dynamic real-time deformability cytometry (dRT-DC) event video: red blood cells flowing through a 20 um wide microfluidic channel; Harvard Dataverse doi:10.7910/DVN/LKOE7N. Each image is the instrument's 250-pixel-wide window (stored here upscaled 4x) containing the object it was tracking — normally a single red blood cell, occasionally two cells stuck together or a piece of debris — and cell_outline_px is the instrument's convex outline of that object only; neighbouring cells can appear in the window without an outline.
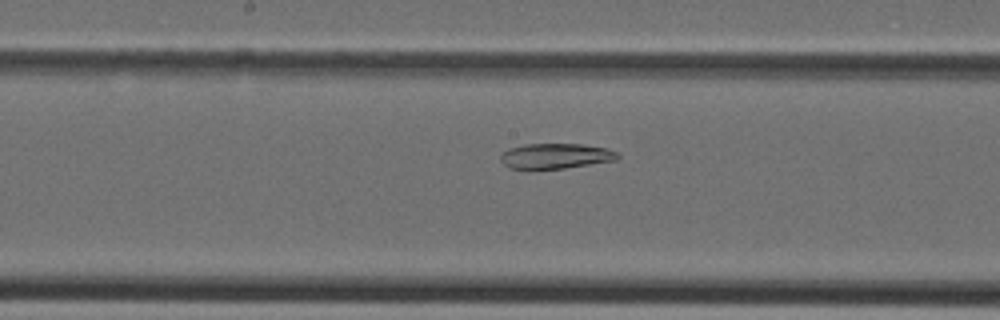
{"species": "Egyptian fruit bat (a non-hibernating species)", "species_latin": "Rousettus aegyptiacus", "temperature_condition": "cold", "stored_images_in_passage": 38, "camera_frame_rate_fps": 3000, "um_per_image_px": 0.085, "animal": {"sex": "female"}, "frame": {"image": 1, "passage_image": 20, "time_ms": 6.333, "image_size_px": [1000, 320], "cell_outline_px": [[620, 156], [616, 160], [564, 168], [508, 168], [500, 160], [500, 156], [508, 148], [524, 144], [580, 144], [608, 148], [620, 152]], "centroid_in_image_um": [47.26, 13.24], "position_along_channel_um": 200.9, "area_um2": 17.17}}
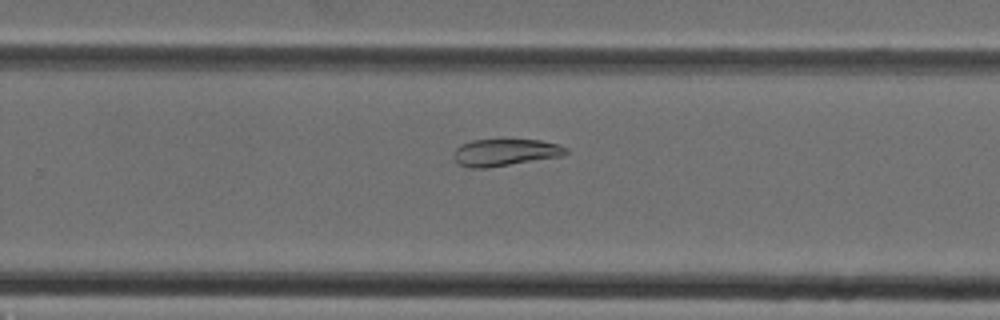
{"frame": {"image": 2, "passage_image": 25, "time_ms": 8.0, "image_size_px": [1000, 320], "cell_outline_px": [[568, 152], [564, 156], [484, 168], [468, 168], [460, 164], [456, 160], [456, 148], [460, 144], [472, 140], [500, 136], [504, 136], [540, 140], [556, 144], [568, 148]], "centroid_in_image_um": [42.97, 12.89], "position_along_channel_um": 286.8, "area_um2": 18.44}}
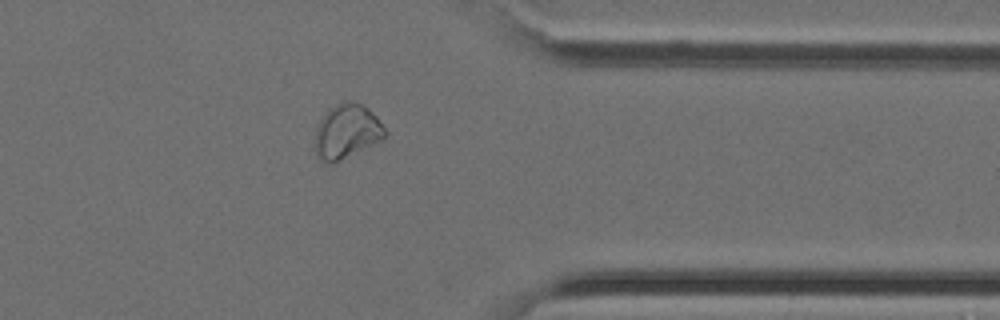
{"frame": {"image": 3, "passage_image": 31, "time_ms": 10.0, "image_size_px": [1000, 320], "cell_outline_px": [[388, 132], [384, 140], [332, 164], [324, 164], [316, 156], [316, 128], [320, 120], [328, 108], [336, 104], [348, 100], [364, 104], [376, 116]], "centroid_in_image_um": [29.5, 11.18], "position_along_channel_um": 381.9, "area_um2": 22.54}}